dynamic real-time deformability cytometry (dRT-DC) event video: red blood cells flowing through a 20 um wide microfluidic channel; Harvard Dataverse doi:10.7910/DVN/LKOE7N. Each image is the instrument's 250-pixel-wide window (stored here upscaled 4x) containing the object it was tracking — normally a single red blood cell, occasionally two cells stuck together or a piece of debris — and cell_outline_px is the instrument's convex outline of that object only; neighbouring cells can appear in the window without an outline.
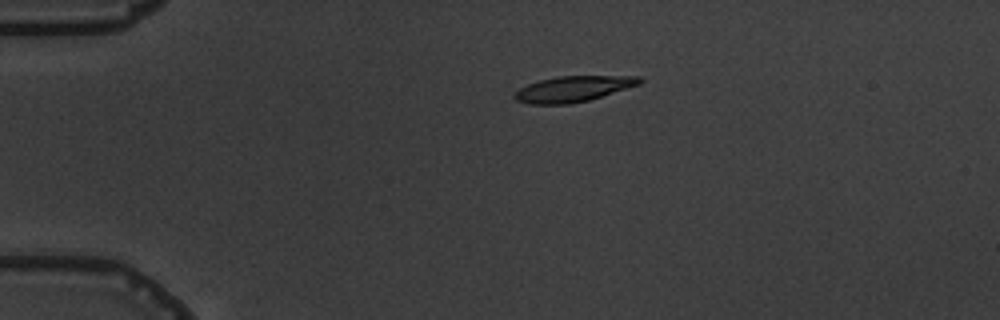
{"species": "common noctule bat (a hibernating species)", "species_latin": "Nyctalus noctula", "temperature_condition": "warm", "stored_images_in_passage": 4, "camera_frame_rate_fps": 3000, "um_per_image_px": 0.085, "animal": {"sex": "male", "body_mass_g": 19.5, "forearm_length_mm": 54.6}, "frame": {"image": 1, "passage_image": 1, "time_ms": 0.0, "image_size_px": [1000, 320], "cell_outline_px": [[644, 80], [640, 84], [588, 100], [568, 104], [528, 104], [516, 100], [512, 96], [520, 88], [528, 84], [540, 80], [560, 76], [640, 76]], "centroid_in_image_um": [48.71, 7.55], "position_along_channel_um": 36.3, "area_um2": 18.55}}
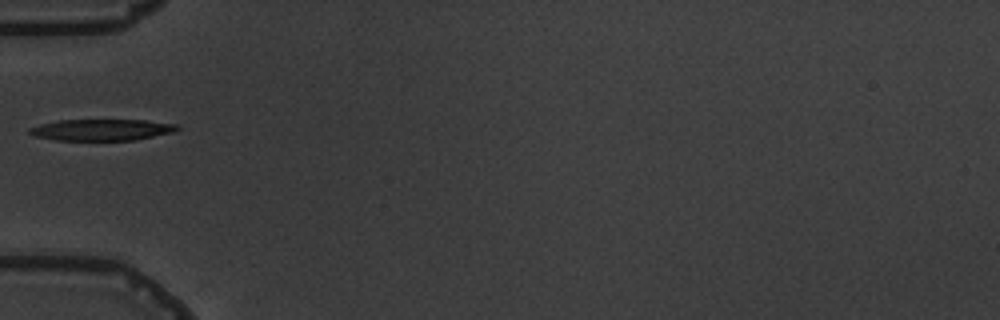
{"frame": {"image": 2, "passage_image": 3, "time_ms": 2.333, "image_size_px": [1000, 320], "cell_outline_px": [[180, 128], [172, 132], [136, 140], [56, 140], [36, 136], [28, 132], [28, 128], [40, 124], [56, 120], [144, 120], [180, 124]], "centroid_in_image_um": [8.65, 11.03], "position_along_channel_um": 76.3, "area_um2": 18.44}}
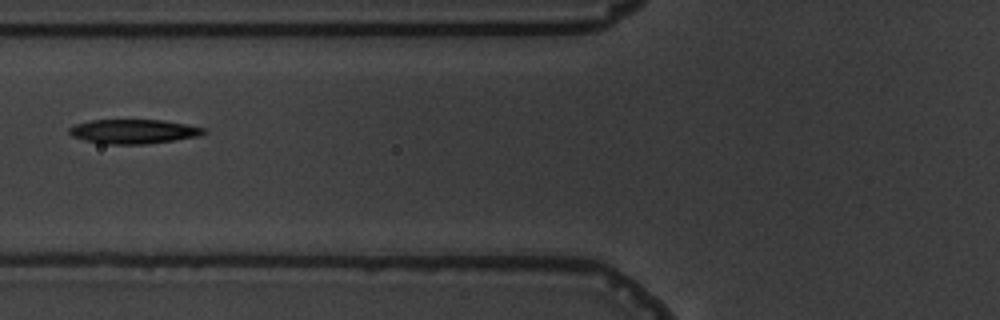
{"frame": {"image": 3, "passage_image": 4, "time_ms": 3.333, "image_size_px": [1000, 320], "cell_outline_px": [[208, 132], [200, 136], [144, 144], [104, 144], [84, 140], [72, 136], [68, 132], [68, 128], [76, 124], [92, 120], [164, 120], [188, 124], [204, 128]], "centroid_in_image_um": [11.36, 11.17], "position_along_channel_um": 114.4, "area_um2": 19.07}}